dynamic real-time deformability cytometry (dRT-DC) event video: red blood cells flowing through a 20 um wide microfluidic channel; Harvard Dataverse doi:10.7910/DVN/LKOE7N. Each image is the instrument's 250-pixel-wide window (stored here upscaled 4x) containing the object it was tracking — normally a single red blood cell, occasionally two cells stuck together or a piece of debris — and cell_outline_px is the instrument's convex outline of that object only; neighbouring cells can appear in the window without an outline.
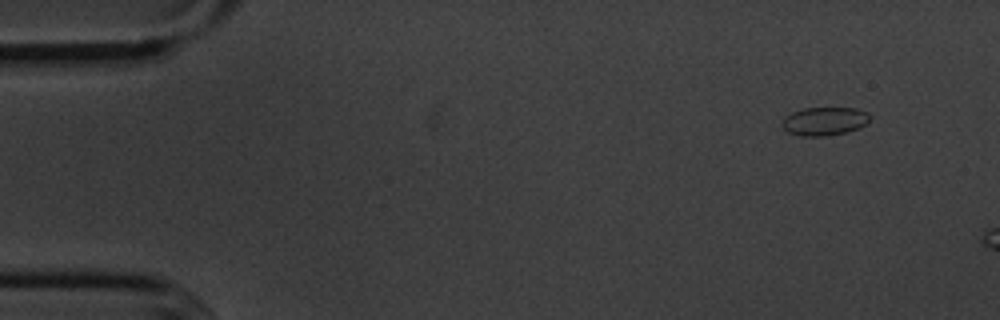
{"species": "common noctule bat (a hibernating species)", "species_latin": "Nyctalus noctula", "temperature_condition": "cold", "stored_images_in_passage": 3, "segment_of_instrument_passage": [1, 2], "camera_frame_rate_fps": 3000, "um_per_image_px": 0.085, "animal": {"sex": "male", "body_mass_g": 20.1, "forearm_length_mm": 53.5}, "frame": {"image": 1, "passage_image": 1, "time_ms": 0.0, "image_size_px": [1000, 320], "cell_outline_px": [[872, 116], [860, 128], [848, 132], [824, 136], [800, 136], [788, 132], [780, 124], [784, 116], [792, 112], [804, 108], [856, 108], [868, 112]], "centroid_in_image_um": [70.07, 10.3], "position_along_channel_um": 14.9, "area_um2": 14.68}}